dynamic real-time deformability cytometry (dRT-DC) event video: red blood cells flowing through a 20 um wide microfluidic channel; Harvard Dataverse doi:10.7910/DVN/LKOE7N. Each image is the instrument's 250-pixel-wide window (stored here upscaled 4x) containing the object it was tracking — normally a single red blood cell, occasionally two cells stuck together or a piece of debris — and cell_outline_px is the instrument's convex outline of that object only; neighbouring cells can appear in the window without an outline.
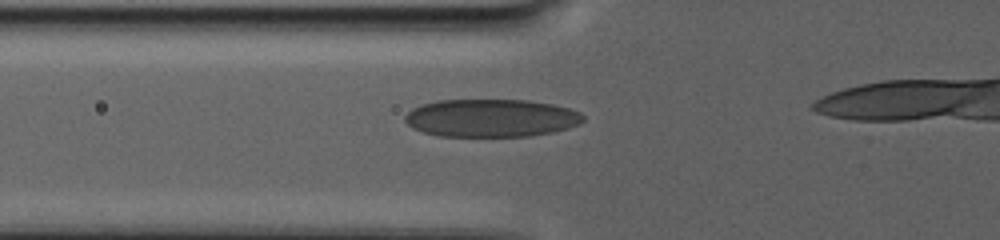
{"species": "human", "species_latin": "Homo sapiens", "temperature_condition": "warm", "stored_images_in_passage": 37, "camera_frame_rate_fps": 3000, "um_per_image_px": 0.085, "donor": {"sex": "male"}, "frame": {"image": 1, "passage_image": 12, "time_ms": 6.667, "image_size_px": [1000, 240], "cell_outline_px": [[584, 120], [580, 124], [568, 128], [552, 132], [528, 136], [440, 136], [424, 132], [412, 128], [404, 120], [404, 116], [412, 108], [436, 100], [528, 100], [552, 104], [568, 108], [580, 112], [584, 116]], "centroid_in_image_um": [41.75, 10.03], "position_along_channel_um": 84.1, "area_um2": 39.36}}
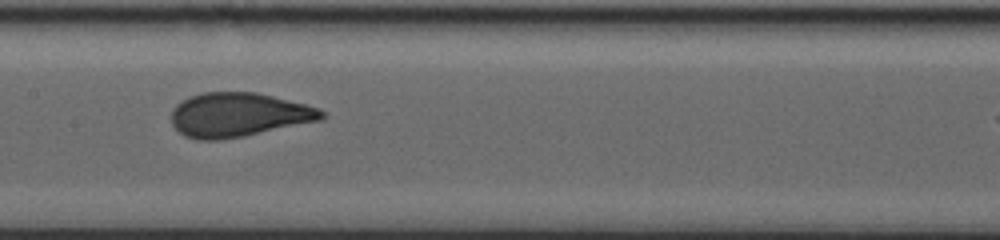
{"frame": {"image": 2, "passage_image": 20, "time_ms": 11.333, "image_size_px": [1000, 240], "cell_outline_px": [[328, 116], [320, 120], [244, 136], [216, 140], [196, 140], [184, 136], [172, 124], [172, 108], [176, 104], [192, 96], [204, 92], [256, 92], [320, 108]], "centroid_in_image_um": [20.27, 9.76], "position_along_channel_um": 187.1, "area_um2": 38.44}}
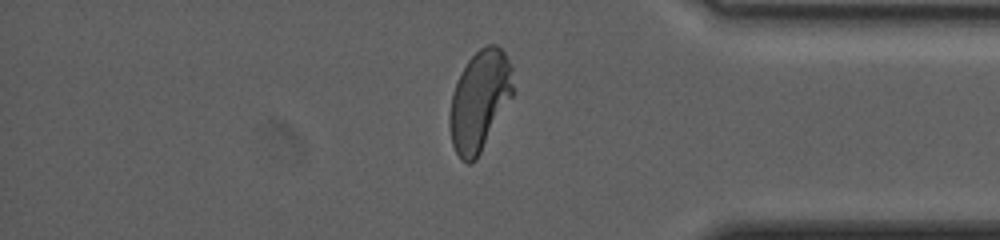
{"frame": {"image": 3, "passage_image": 35, "time_ms": 21.333, "image_size_px": [1000, 240], "cell_outline_px": [[512, 96], [476, 160], [472, 164], [468, 164], [460, 160], [452, 144], [448, 124], [448, 120], [452, 92], [468, 60], [480, 48], [488, 44], [496, 44], [504, 52], [512, 68]], "centroid_in_image_um": [40.74, 8.58], "position_along_channel_um": 394.5, "area_um2": 36.76}}